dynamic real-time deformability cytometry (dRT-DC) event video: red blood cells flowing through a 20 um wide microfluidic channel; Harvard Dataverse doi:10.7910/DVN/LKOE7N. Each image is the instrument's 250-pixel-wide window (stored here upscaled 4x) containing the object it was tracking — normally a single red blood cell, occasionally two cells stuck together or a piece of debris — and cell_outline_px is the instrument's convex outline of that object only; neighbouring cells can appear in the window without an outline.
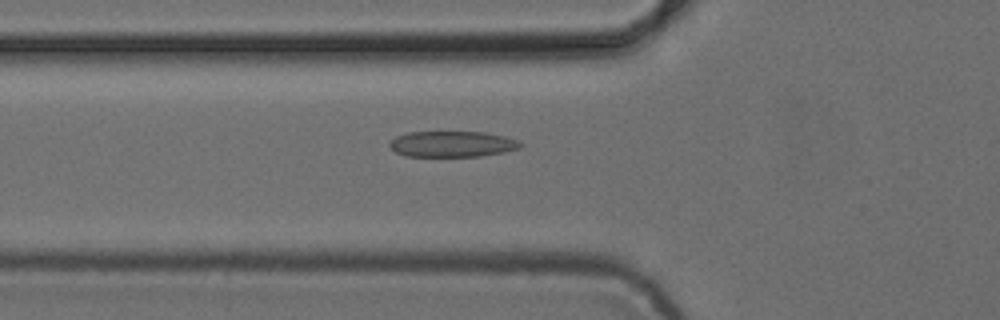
{"species": "common noctule bat (a hibernating species)", "species_latin": "Nyctalus noctula", "temperature_condition": "cold", "stored_images_in_passage": 42, "camera_frame_rate_fps": 3000, "um_per_image_px": 0.085, "animal": {"sex": "female", "body_mass_g": 24.6, "forearm_length_mm": 56.2}, "frame": {"image": 1, "passage_image": 12, "time_ms": 3.667, "image_size_px": [1000, 320], "cell_outline_px": [[524, 144], [520, 148], [504, 152], [480, 156], [404, 156], [396, 152], [388, 144], [396, 136], [408, 132], [484, 132], [504, 136], [520, 140]], "centroid_in_image_um": [38.47, 12.24], "position_along_channel_um": 87.3, "area_um2": 19.77}}
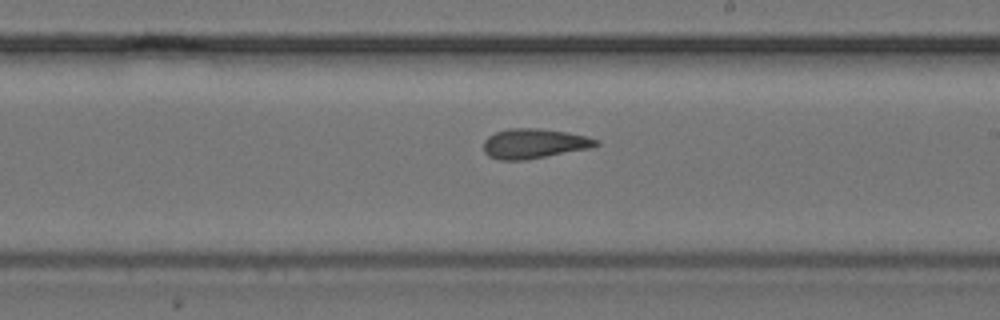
{"frame": {"image": 2, "passage_image": 24, "time_ms": 7.667, "image_size_px": [1000, 320], "cell_outline_px": [[600, 144], [588, 148], [524, 160], [500, 160], [488, 156], [484, 152], [484, 140], [488, 136], [496, 132], [508, 128], [540, 128], [568, 132], [588, 136], [600, 140]], "centroid_in_image_um": [45.39, 12.19], "position_along_channel_um": 243.6, "area_um2": 19.54}}
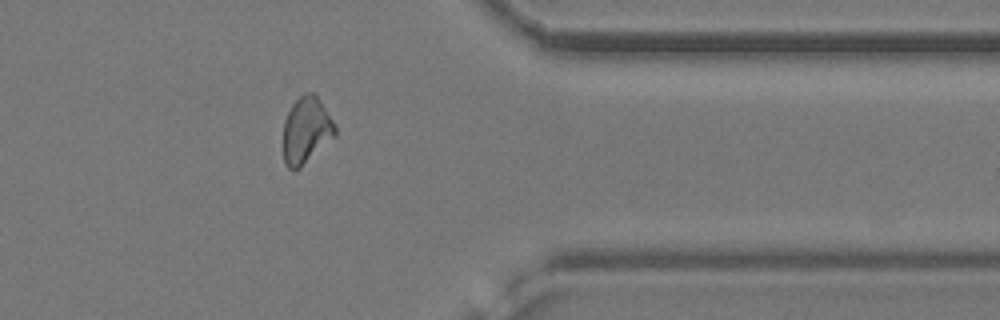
{"frame": {"image": 3, "passage_image": 36, "time_ms": 11.667, "image_size_px": [1000, 320], "cell_outline_px": [[336, 136], [300, 168], [292, 172], [284, 164], [284, 120], [292, 104], [304, 92], [316, 92], [336, 124]], "centroid_in_image_um": [26.06, 11.06], "position_along_channel_um": 385.3, "area_um2": 20.52}, "authors_computed_cell_mechanics": {"area_um2": 19.5942, "velocity_mm_per_s": 3.8814, "shape_relaxation_time_tau1_ms": 4.5896, "shape_relaxation_time_tau2_ms": 2.8258, "deformation_change_tau1": 0.1407, "deformation_change_tau2": 0.1201}}